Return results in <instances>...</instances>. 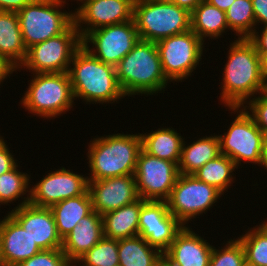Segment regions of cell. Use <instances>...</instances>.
<instances>
[{"mask_svg":"<svg viewBox=\"0 0 267 266\" xmlns=\"http://www.w3.org/2000/svg\"><path fill=\"white\" fill-rule=\"evenodd\" d=\"M228 46L223 65L219 101L224 107L243 106L267 91L262 79L261 57L247 38H236Z\"/></svg>","mask_w":267,"mask_h":266,"instance_id":"1","label":"cell"},{"mask_svg":"<svg viewBox=\"0 0 267 266\" xmlns=\"http://www.w3.org/2000/svg\"><path fill=\"white\" fill-rule=\"evenodd\" d=\"M69 76L75 101L82 99L86 104H116L126 97L122 91L115 66L101 62L84 46L73 55ZM116 102V103H115Z\"/></svg>","mask_w":267,"mask_h":266,"instance_id":"2","label":"cell"},{"mask_svg":"<svg viewBox=\"0 0 267 266\" xmlns=\"http://www.w3.org/2000/svg\"><path fill=\"white\" fill-rule=\"evenodd\" d=\"M128 133L97 135L90 140L86 149L88 180L135 174L142 138L139 132Z\"/></svg>","mask_w":267,"mask_h":266,"instance_id":"3","label":"cell"},{"mask_svg":"<svg viewBox=\"0 0 267 266\" xmlns=\"http://www.w3.org/2000/svg\"><path fill=\"white\" fill-rule=\"evenodd\" d=\"M115 70L119 85L128 97L164 94L171 84L163 72L155 42L139 40Z\"/></svg>","mask_w":267,"mask_h":266,"instance_id":"4","label":"cell"},{"mask_svg":"<svg viewBox=\"0 0 267 266\" xmlns=\"http://www.w3.org/2000/svg\"><path fill=\"white\" fill-rule=\"evenodd\" d=\"M31 78L19 102L28 114L50 121L74 108L76 102L68 72L35 73Z\"/></svg>","mask_w":267,"mask_h":266,"instance_id":"5","label":"cell"},{"mask_svg":"<svg viewBox=\"0 0 267 266\" xmlns=\"http://www.w3.org/2000/svg\"><path fill=\"white\" fill-rule=\"evenodd\" d=\"M191 13L166 0H135L133 20L140 40L157 42L191 29Z\"/></svg>","mask_w":267,"mask_h":266,"instance_id":"6","label":"cell"},{"mask_svg":"<svg viewBox=\"0 0 267 266\" xmlns=\"http://www.w3.org/2000/svg\"><path fill=\"white\" fill-rule=\"evenodd\" d=\"M69 1L34 0L17 12L23 42L27 49L62 34L74 22L73 11L68 9V12L64 9Z\"/></svg>","mask_w":267,"mask_h":266,"instance_id":"7","label":"cell"},{"mask_svg":"<svg viewBox=\"0 0 267 266\" xmlns=\"http://www.w3.org/2000/svg\"><path fill=\"white\" fill-rule=\"evenodd\" d=\"M235 116L223 134L218 133L221 154L234 161L237 168L241 165H259L264 133L254 123L252 117L242 106L226 107ZM236 114V115H235ZM244 162V164H242Z\"/></svg>","mask_w":267,"mask_h":266,"instance_id":"8","label":"cell"},{"mask_svg":"<svg viewBox=\"0 0 267 266\" xmlns=\"http://www.w3.org/2000/svg\"><path fill=\"white\" fill-rule=\"evenodd\" d=\"M81 46L82 38L73 22L62 34L28 48L17 71L26 70L31 74L68 72L73 55Z\"/></svg>","mask_w":267,"mask_h":266,"instance_id":"9","label":"cell"},{"mask_svg":"<svg viewBox=\"0 0 267 266\" xmlns=\"http://www.w3.org/2000/svg\"><path fill=\"white\" fill-rule=\"evenodd\" d=\"M166 78L177 84L191 77L199 64L205 44L191 29L155 42ZM201 61V62H200ZM193 72V73H192ZM177 82V83H175Z\"/></svg>","mask_w":267,"mask_h":266,"instance_id":"10","label":"cell"},{"mask_svg":"<svg viewBox=\"0 0 267 266\" xmlns=\"http://www.w3.org/2000/svg\"><path fill=\"white\" fill-rule=\"evenodd\" d=\"M222 195L216 187L198 180L194 175L180 174L166 202L170 213L183 226H188L191 221L194 224L193 220L200 218L198 216L206 215Z\"/></svg>","mask_w":267,"mask_h":266,"instance_id":"11","label":"cell"},{"mask_svg":"<svg viewBox=\"0 0 267 266\" xmlns=\"http://www.w3.org/2000/svg\"><path fill=\"white\" fill-rule=\"evenodd\" d=\"M139 40L134 20H130L90 31L82 46L101 62L116 66Z\"/></svg>","mask_w":267,"mask_h":266,"instance_id":"12","label":"cell"},{"mask_svg":"<svg viewBox=\"0 0 267 266\" xmlns=\"http://www.w3.org/2000/svg\"><path fill=\"white\" fill-rule=\"evenodd\" d=\"M180 175L178 163L140 150L135 170L137 192L144 200L166 201Z\"/></svg>","mask_w":267,"mask_h":266,"instance_id":"13","label":"cell"},{"mask_svg":"<svg viewBox=\"0 0 267 266\" xmlns=\"http://www.w3.org/2000/svg\"><path fill=\"white\" fill-rule=\"evenodd\" d=\"M30 186L29 203L37 207L50 208L52 205L68 198L83 195L88 190L87 175L73 172L72 169L60 167L42 176Z\"/></svg>","mask_w":267,"mask_h":266,"instance_id":"14","label":"cell"},{"mask_svg":"<svg viewBox=\"0 0 267 266\" xmlns=\"http://www.w3.org/2000/svg\"><path fill=\"white\" fill-rule=\"evenodd\" d=\"M74 24L83 39L90 31L133 20L135 0H73Z\"/></svg>","mask_w":267,"mask_h":266,"instance_id":"15","label":"cell"},{"mask_svg":"<svg viewBox=\"0 0 267 266\" xmlns=\"http://www.w3.org/2000/svg\"><path fill=\"white\" fill-rule=\"evenodd\" d=\"M183 225L170 213L166 201L147 200L139 213L138 235L164 253Z\"/></svg>","mask_w":267,"mask_h":266,"instance_id":"16","label":"cell"},{"mask_svg":"<svg viewBox=\"0 0 267 266\" xmlns=\"http://www.w3.org/2000/svg\"><path fill=\"white\" fill-rule=\"evenodd\" d=\"M93 211L101 216L137 201L140 197L134 175L88 180Z\"/></svg>","mask_w":267,"mask_h":266,"instance_id":"17","label":"cell"},{"mask_svg":"<svg viewBox=\"0 0 267 266\" xmlns=\"http://www.w3.org/2000/svg\"><path fill=\"white\" fill-rule=\"evenodd\" d=\"M7 212L26 230L41 250L62 249L63 240L58 234L50 208L29 203Z\"/></svg>","mask_w":267,"mask_h":266,"instance_id":"18","label":"cell"},{"mask_svg":"<svg viewBox=\"0 0 267 266\" xmlns=\"http://www.w3.org/2000/svg\"><path fill=\"white\" fill-rule=\"evenodd\" d=\"M213 245L200 236L190 224L176 234L174 241L163 253L170 266H209Z\"/></svg>","mask_w":267,"mask_h":266,"instance_id":"19","label":"cell"},{"mask_svg":"<svg viewBox=\"0 0 267 266\" xmlns=\"http://www.w3.org/2000/svg\"><path fill=\"white\" fill-rule=\"evenodd\" d=\"M41 251L9 213L0 219V257L3 266H17Z\"/></svg>","mask_w":267,"mask_h":266,"instance_id":"20","label":"cell"},{"mask_svg":"<svg viewBox=\"0 0 267 266\" xmlns=\"http://www.w3.org/2000/svg\"><path fill=\"white\" fill-rule=\"evenodd\" d=\"M104 237L103 219L93 211L83 217L72 231L63 239L62 250L73 265Z\"/></svg>","mask_w":267,"mask_h":266,"instance_id":"21","label":"cell"},{"mask_svg":"<svg viewBox=\"0 0 267 266\" xmlns=\"http://www.w3.org/2000/svg\"><path fill=\"white\" fill-rule=\"evenodd\" d=\"M147 200L139 198L117 210L102 215L104 237L124 239L138 235L139 213Z\"/></svg>","mask_w":267,"mask_h":266,"instance_id":"22","label":"cell"},{"mask_svg":"<svg viewBox=\"0 0 267 266\" xmlns=\"http://www.w3.org/2000/svg\"><path fill=\"white\" fill-rule=\"evenodd\" d=\"M140 135L142 149L145 152L160 159L179 163L185 137L172 126H160L155 131L143 132Z\"/></svg>","mask_w":267,"mask_h":266,"instance_id":"23","label":"cell"},{"mask_svg":"<svg viewBox=\"0 0 267 266\" xmlns=\"http://www.w3.org/2000/svg\"><path fill=\"white\" fill-rule=\"evenodd\" d=\"M221 154L217 134L199 137L191 144L183 142L178 169L180 174L193 175L199 168Z\"/></svg>","mask_w":267,"mask_h":266,"instance_id":"24","label":"cell"},{"mask_svg":"<svg viewBox=\"0 0 267 266\" xmlns=\"http://www.w3.org/2000/svg\"><path fill=\"white\" fill-rule=\"evenodd\" d=\"M26 55L17 12L0 11V56L18 69Z\"/></svg>","mask_w":267,"mask_h":266,"instance_id":"25","label":"cell"},{"mask_svg":"<svg viewBox=\"0 0 267 266\" xmlns=\"http://www.w3.org/2000/svg\"><path fill=\"white\" fill-rule=\"evenodd\" d=\"M57 227L63 240L79 221L93 212L92 199L87 190L83 195L68 198L50 207Z\"/></svg>","mask_w":267,"mask_h":266,"instance_id":"26","label":"cell"},{"mask_svg":"<svg viewBox=\"0 0 267 266\" xmlns=\"http://www.w3.org/2000/svg\"><path fill=\"white\" fill-rule=\"evenodd\" d=\"M191 30L205 42V40H216L224 37L229 30L226 12L210 5L207 1L199 3L191 12ZM221 36V37H220Z\"/></svg>","mask_w":267,"mask_h":266,"instance_id":"27","label":"cell"},{"mask_svg":"<svg viewBox=\"0 0 267 266\" xmlns=\"http://www.w3.org/2000/svg\"><path fill=\"white\" fill-rule=\"evenodd\" d=\"M120 266H159L163 253L140 235L118 239Z\"/></svg>","mask_w":267,"mask_h":266,"instance_id":"28","label":"cell"},{"mask_svg":"<svg viewBox=\"0 0 267 266\" xmlns=\"http://www.w3.org/2000/svg\"><path fill=\"white\" fill-rule=\"evenodd\" d=\"M19 166L20 163L10 171L0 175V208L1 205L11 206L9 204L16 203L17 200L18 205H15L14 208L29 204L30 186L34 182H31V173L21 172Z\"/></svg>","mask_w":267,"mask_h":266,"instance_id":"29","label":"cell"},{"mask_svg":"<svg viewBox=\"0 0 267 266\" xmlns=\"http://www.w3.org/2000/svg\"><path fill=\"white\" fill-rule=\"evenodd\" d=\"M236 170L238 168L234 161L228 156L220 154L215 159L205 163L193 175L198 180L216 187L225 194L236 182V174H234Z\"/></svg>","mask_w":267,"mask_h":266,"instance_id":"30","label":"cell"},{"mask_svg":"<svg viewBox=\"0 0 267 266\" xmlns=\"http://www.w3.org/2000/svg\"><path fill=\"white\" fill-rule=\"evenodd\" d=\"M237 237L245 250L246 266H267V218Z\"/></svg>","mask_w":267,"mask_h":266,"instance_id":"31","label":"cell"},{"mask_svg":"<svg viewBox=\"0 0 267 266\" xmlns=\"http://www.w3.org/2000/svg\"><path fill=\"white\" fill-rule=\"evenodd\" d=\"M229 31L237 38H248L256 29L251 0H235L226 11Z\"/></svg>","mask_w":267,"mask_h":266,"instance_id":"32","label":"cell"},{"mask_svg":"<svg viewBox=\"0 0 267 266\" xmlns=\"http://www.w3.org/2000/svg\"><path fill=\"white\" fill-rule=\"evenodd\" d=\"M118 266V239L103 237L88 252L80 257L73 266Z\"/></svg>","mask_w":267,"mask_h":266,"instance_id":"33","label":"cell"},{"mask_svg":"<svg viewBox=\"0 0 267 266\" xmlns=\"http://www.w3.org/2000/svg\"><path fill=\"white\" fill-rule=\"evenodd\" d=\"M226 242V243H225ZM224 247H223V246ZM221 247L213 246L209 266H245V250L238 238L224 240Z\"/></svg>","mask_w":267,"mask_h":266,"instance_id":"34","label":"cell"},{"mask_svg":"<svg viewBox=\"0 0 267 266\" xmlns=\"http://www.w3.org/2000/svg\"><path fill=\"white\" fill-rule=\"evenodd\" d=\"M257 127L267 137V91L249 99L243 106ZM249 110V111H248Z\"/></svg>","mask_w":267,"mask_h":266,"instance_id":"35","label":"cell"},{"mask_svg":"<svg viewBox=\"0 0 267 266\" xmlns=\"http://www.w3.org/2000/svg\"><path fill=\"white\" fill-rule=\"evenodd\" d=\"M17 266H73L62 249L42 250Z\"/></svg>","mask_w":267,"mask_h":266,"instance_id":"36","label":"cell"},{"mask_svg":"<svg viewBox=\"0 0 267 266\" xmlns=\"http://www.w3.org/2000/svg\"><path fill=\"white\" fill-rule=\"evenodd\" d=\"M3 137L0 134V175L3 173H6L13 169L19 162L15 155L13 154V150H10L9 146L7 145V140L5 141ZM11 152H10V151Z\"/></svg>","mask_w":267,"mask_h":266,"instance_id":"37","label":"cell"},{"mask_svg":"<svg viewBox=\"0 0 267 266\" xmlns=\"http://www.w3.org/2000/svg\"><path fill=\"white\" fill-rule=\"evenodd\" d=\"M259 28H256L247 39L255 46L260 57L267 56V26Z\"/></svg>","mask_w":267,"mask_h":266,"instance_id":"38","label":"cell"},{"mask_svg":"<svg viewBox=\"0 0 267 266\" xmlns=\"http://www.w3.org/2000/svg\"><path fill=\"white\" fill-rule=\"evenodd\" d=\"M253 5L256 28L267 26V0H251Z\"/></svg>","mask_w":267,"mask_h":266,"instance_id":"39","label":"cell"},{"mask_svg":"<svg viewBox=\"0 0 267 266\" xmlns=\"http://www.w3.org/2000/svg\"><path fill=\"white\" fill-rule=\"evenodd\" d=\"M34 0H0V11L18 12Z\"/></svg>","mask_w":267,"mask_h":266,"instance_id":"40","label":"cell"},{"mask_svg":"<svg viewBox=\"0 0 267 266\" xmlns=\"http://www.w3.org/2000/svg\"><path fill=\"white\" fill-rule=\"evenodd\" d=\"M14 72L17 73V68L12 65L6 58L0 56V86L3 87V82H5L8 77L10 79V76H13Z\"/></svg>","mask_w":267,"mask_h":266,"instance_id":"41","label":"cell"},{"mask_svg":"<svg viewBox=\"0 0 267 266\" xmlns=\"http://www.w3.org/2000/svg\"><path fill=\"white\" fill-rule=\"evenodd\" d=\"M177 4L179 7L187 9L190 13L196 8V6L206 0H166Z\"/></svg>","mask_w":267,"mask_h":266,"instance_id":"42","label":"cell"},{"mask_svg":"<svg viewBox=\"0 0 267 266\" xmlns=\"http://www.w3.org/2000/svg\"><path fill=\"white\" fill-rule=\"evenodd\" d=\"M210 5L219 8L221 11L226 12L230 5L234 3L235 0H206Z\"/></svg>","mask_w":267,"mask_h":266,"instance_id":"43","label":"cell"},{"mask_svg":"<svg viewBox=\"0 0 267 266\" xmlns=\"http://www.w3.org/2000/svg\"><path fill=\"white\" fill-rule=\"evenodd\" d=\"M261 168L264 167L265 172H267V137H265L263 142V148L261 152V159L259 165Z\"/></svg>","mask_w":267,"mask_h":266,"instance_id":"44","label":"cell"},{"mask_svg":"<svg viewBox=\"0 0 267 266\" xmlns=\"http://www.w3.org/2000/svg\"><path fill=\"white\" fill-rule=\"evenodd\" d=\"M262 79L267 88V56H261Z\"/></svg>","mask_w":267,"mask_h":266,"instance_id":"45","label":"cell"},{"mask_svg":"<svg viewBox=\"0 0 267 266\" xmlns=\"http://www.w3.org/2000/svg\"><path fill=\"white\" fill-rule=\"evenodd\" d=\"M159 266H170L168 263H166L164 260L159 264Z\"/></svg>","mask_w":267,"mask_h":266,"instance_id":"46","label":"cell"},{"mask_svg":"<svg viewBox=\"0 0 267 266\" xmlns=\"http://www.w3.org/2000/svg\"><path fill=\"white\" fill-rule=\"evenodd\" d=\"M0 266H3L2 261H1V257H0Z\"/></svg>","mask_w":267,"mask_h":266,"instance_id":"47","label":"cell"}]
</instances>
